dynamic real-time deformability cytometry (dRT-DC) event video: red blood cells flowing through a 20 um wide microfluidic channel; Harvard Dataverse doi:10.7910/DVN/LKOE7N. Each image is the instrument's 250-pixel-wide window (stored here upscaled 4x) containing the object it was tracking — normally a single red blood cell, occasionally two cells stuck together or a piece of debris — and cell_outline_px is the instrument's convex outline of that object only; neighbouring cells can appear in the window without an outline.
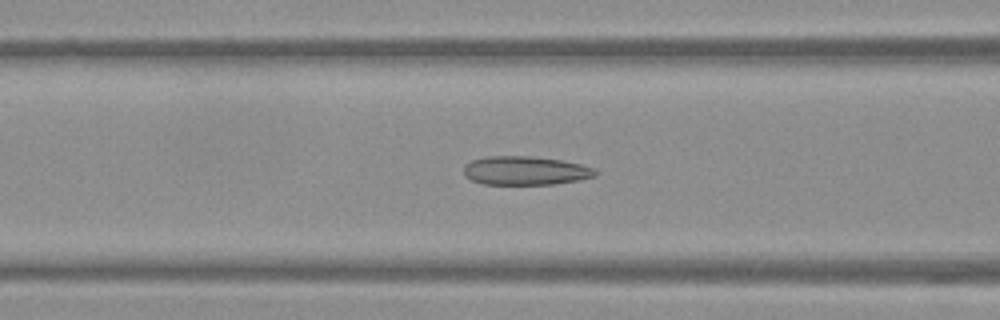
{"species": "Egyptian fruit bat (a non-hibernating species)", "species_latin": "Rousettus aegyptiacus", "temperature_condition": "warm", "stored_images_in_passage": 53, "camera_frame_rate_fps": 3000, "um_per_image_px": 0.085, "frame": {"image": 1, "passage_image": 22, "time_ms": 7.0, "image_size_px": [1000, 320], "cell_outline_px": [[600, 172], [596, 176], [580, 180], [552, 184], [484, 184], [472, 180], [464, 176], [464, 168], [472, 160], [488, 156], [532, 156], [564, 160], [596, 168]], "centroid_in_image_um": [44.72, 14.5], "position_along_channel_um": 121.9, "area_um2": 22.2}}
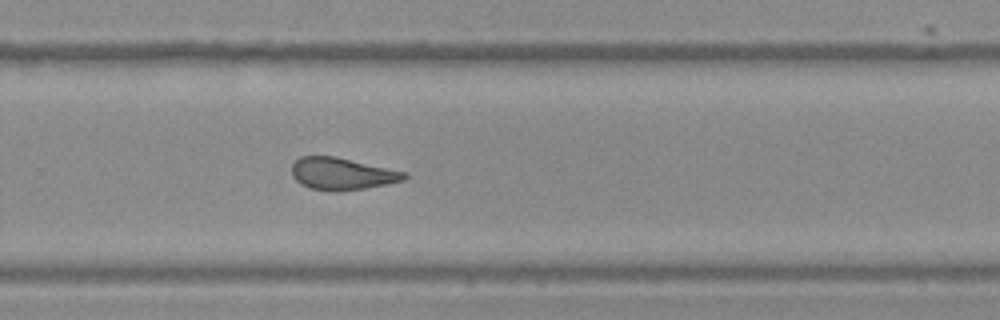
{"frame": {"image": 2, "passage_image": 36, "time_ms": 11.667, "image_size_px": [1000, 320], "cell_outline_px": [[408, 176], [404, 180], [388, 184], [364, 188], [336, 192], [312, 188], [300, 184], [292, 176], [292, 164], [300, 156], [336, 156], [404, 172]], "centroid_in_image_um": [29.04, 14.77], "position_along_channel_um": 300.8, "area_um2": 20.92}}
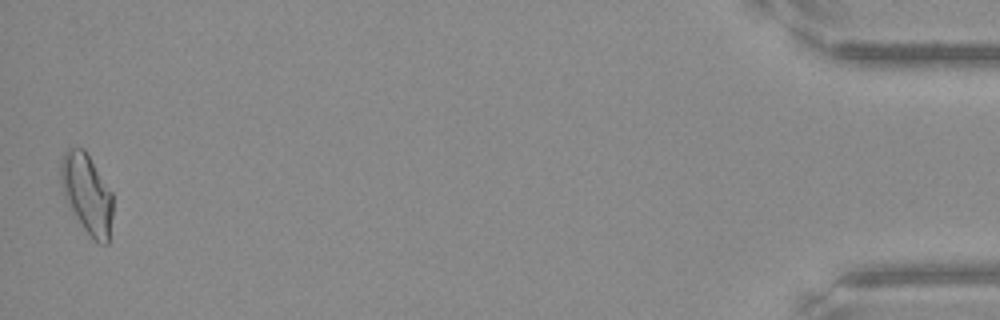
{"frame": {"image": 3, "passage_image": 53, "time_ms": 17.333, "image_size_px": [1000, 320], "cell_outline_px": [[112, 216], [108, 244], [100, 244], [84, 228], [68, 204], [64, 196], [60, 184], [60, 160], [64, 152], [68, 148], [84, 148], [112, 192]], "centroid_in_image_um": [7.38, 16.42], "position_along_channel_um": 427.8, "area_um2": 23.93}, "authors_computed_cell_mechanics": {"area_um2": 22.0218, "velocity_mm_per_s": 3.8319, "shape_relaxation_time_tau1_ms": null, "shape_relaxation_time_tau2_ms": 2.1007, "deformation_change_tau1": null, "deformation_change_tau2": 0.0955}}